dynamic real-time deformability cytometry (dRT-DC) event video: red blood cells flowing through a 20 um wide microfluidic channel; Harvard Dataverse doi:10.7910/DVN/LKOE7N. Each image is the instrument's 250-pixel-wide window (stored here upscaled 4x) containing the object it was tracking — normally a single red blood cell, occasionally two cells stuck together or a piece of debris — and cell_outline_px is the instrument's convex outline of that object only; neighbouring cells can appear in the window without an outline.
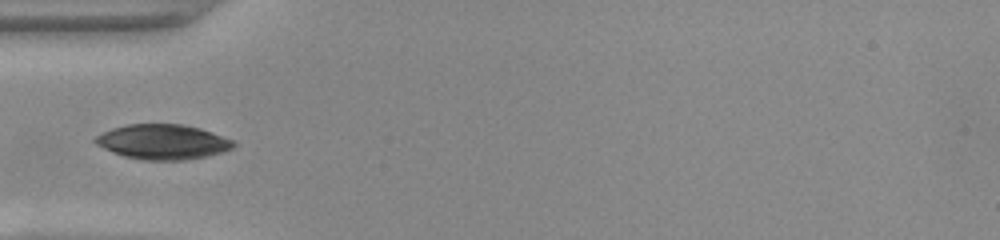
{"species": "common noctule bat (a hibernating species)", "species_latin": "Nyctalus noctula", "temperature_condition": "warm", "stored_images_in_passage": 36, "camera_frame_rate_fps": 3000, "um_per_image_px": 0.085, "animal": {"sex": "female", "body_mass_g": 22.0, "forearm_length_mm": 56.7}, "frame": {"image": 1, "passage_image": 1, "time_ms": 0.0, "image_size_px": [1000, 240], "cell_outline_px": [[236, 144], [232, 148], [224, 152], [208, 156], [184, 160], [140, 160], [124, 156], [112, 152], [96, 144], [92, 140], [96, 136], [112, 128], [128, 124], [184, 124], [200, 128], [212, 132], [232, 140]], "centroid_in_image_um": [13.84, 12.06], "position_along_channel_um": 71.2, "area_um2": 28.21}}
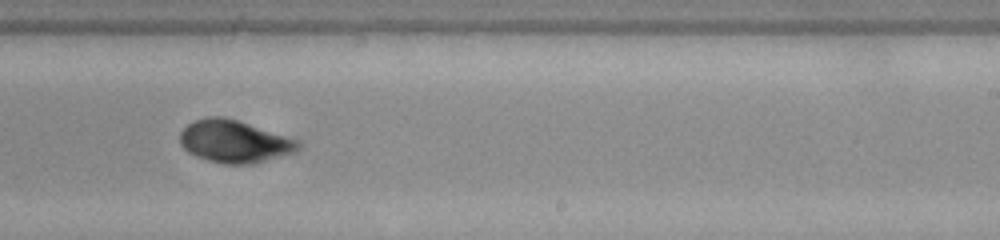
{"frame": {"image": 2, "passage_image": 16, "time_ms": 5.0, "image_size_px": [1000, 240], "cell_outline_px": [[300, 148], [296, 152], [256, 164], [224, 164], [208, 160], [188, 152], [180, 144], [180, 132], [188, 124], [196, 120], [208, 116], [224, 116], [300, 140]], "centroid_in_image_um": [19.95, 12.03], "position_along_channel_um": 269.0, "area_um2": 29.36}}
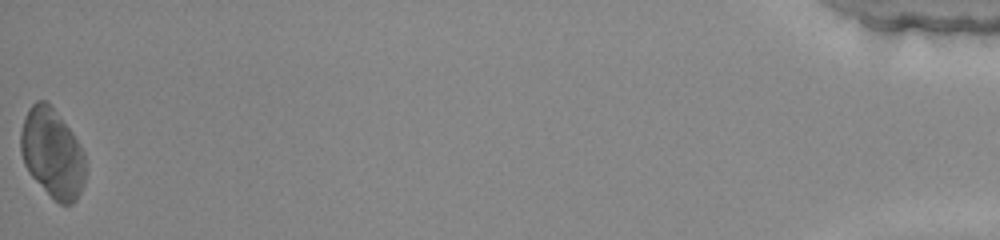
{"frame": {"image": 3, "passage_image": 36, "time_ms": 11.667, "image_size_px": [1000, 240], "cell_outline_px": [[84, 184], [76, 200], [72, 204], [60, 204], [28, 172], [24, 164], [20, 152], [20, 132], [24, 116], [28, 108], [36, 100], [44, 100], [52, 108], [72, 132], [84, 152]], "centroid_in_image_um": [4.42, 13.01], "position_along_channel_um": 430.8, "area_um2": 33.23}}